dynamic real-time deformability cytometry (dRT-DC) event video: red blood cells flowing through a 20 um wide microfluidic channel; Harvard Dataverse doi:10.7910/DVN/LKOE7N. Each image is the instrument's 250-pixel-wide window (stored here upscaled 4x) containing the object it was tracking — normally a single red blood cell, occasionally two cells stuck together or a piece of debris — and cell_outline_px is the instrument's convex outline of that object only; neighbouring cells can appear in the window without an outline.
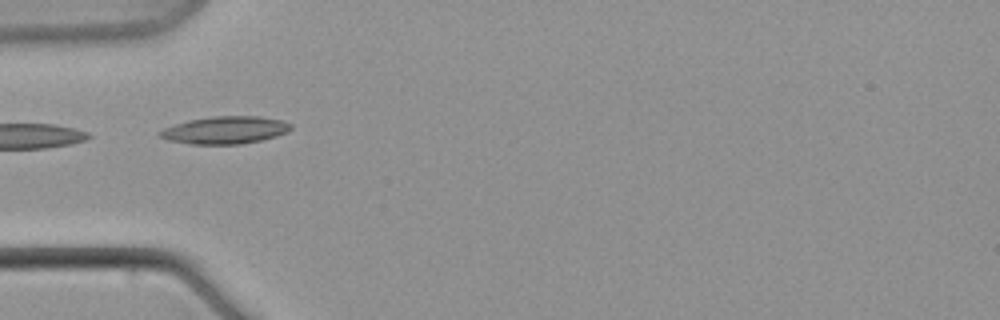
{"species": "common noctule bat (a hibernating species)", "species_latin": "Nyctalus noctula", "temperature_condition": "warm", "stored_images_in_passage": 12, "camera_frame_rate_fps": 3000, "um_per_image_px": 0.085, "animal": {"sex": "male", "body_mass_g": 21.5, "forearm_length_mm": 52.0}, "frame": {"image": 1, "passage_image": 7, "time_ms": 7.333, "image_size_px": [1000, 320], "cell_outline_px": [[292, 128], [288, 132], [276, 136], [260, 140], [240, 144], [192, 144], [168, 140], [156, 136], [156, 132], [164, 128], [188, 120], [212, 116], [260, 116], [284, 120], [292, 124]], "centroid_in_image_um": [19.13, 11.05], "position_along_channel_um": 65.9, "area_um2": 21.15}}
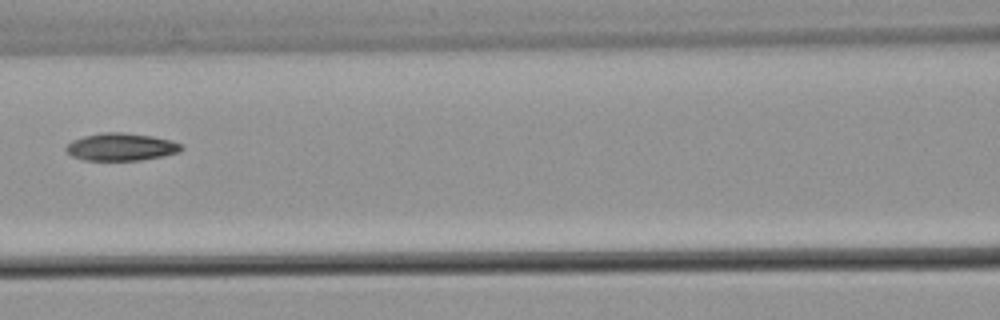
{"frame": {"image": 2, "passage_image": 9, "time_ms": 10.667, "image_size_px": [1000, 320], "cell_outline_px": [[184, 148], [180, 152], [164, 156], [140, 160], [84, 160], [72, 156], [64, 148], [72, 140], [84, 136], [104, 132], [120, 132], [152, 136], [172, 140], [184, 144]], "centroid_in_image_um": [10.34, 12.49], "position_along_channel_um": 156.3, "area_um2": 18.61}}